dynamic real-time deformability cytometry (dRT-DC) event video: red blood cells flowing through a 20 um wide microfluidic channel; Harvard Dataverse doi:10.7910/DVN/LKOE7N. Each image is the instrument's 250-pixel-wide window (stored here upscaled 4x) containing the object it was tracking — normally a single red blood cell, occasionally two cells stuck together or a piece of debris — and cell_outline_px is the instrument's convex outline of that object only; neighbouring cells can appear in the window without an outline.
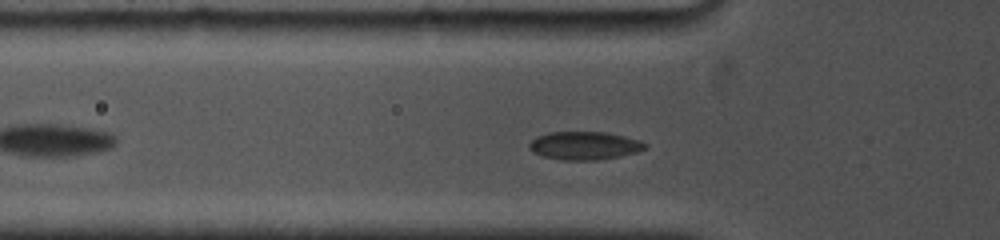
{"species": "common noctule bat (a hibernating species)", "species_latin": "Nyctalus noctula", "temperature_condition": "cold", "stored_images_in_passage": 31, "camera_frame_rate_fps": 5000, "um_per_image_px": 0.085, "animal": {"sex": "female", "body_mass_g": 19.0, "forearm_length_mm": 53.3}, "frame": {"image": 1, "passage_image": 11, "time_ms": 3.0, "image_size_px": [1000, 240], "cell_outline_px": [[648, 148], [636, 152], [620, 156], [596, 160], [564, 160], [544, 156], [532, 152], [528, 148], [528, 144], [536, 136], [548, 132], [608, 132], [640, 140], [648, 144]], "centroid_in_image_um": [49.69, 12.37], "position_along_channel_um": 76.1, "area_um2": 19.13}}
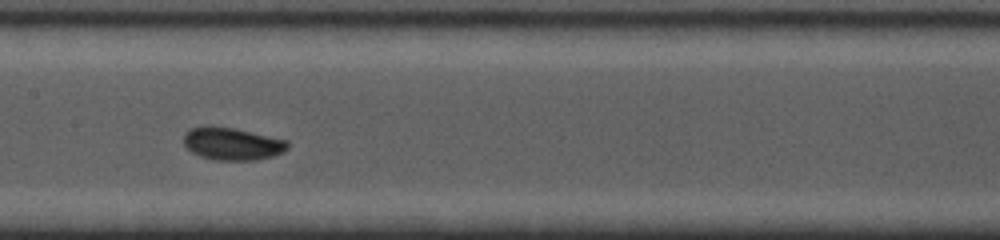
{"frame": {"image": 2, "passage_image": 22, "time_ms": 6.0, "image_size_px": [1000, 240], "cell_outline_px": [[288, 148], [284, 152], [272, 156], [256, 160], [216, 160], [200, 156], [192, 152], [184, 144], [184, 132], [188, 128], [204, 124], [212, 124], [236, 128], [288, 140]], "centroid_in_image_um": [19.7, 12.18], "position_along_channel_um": 187.7, "area_um2": 20.23}}
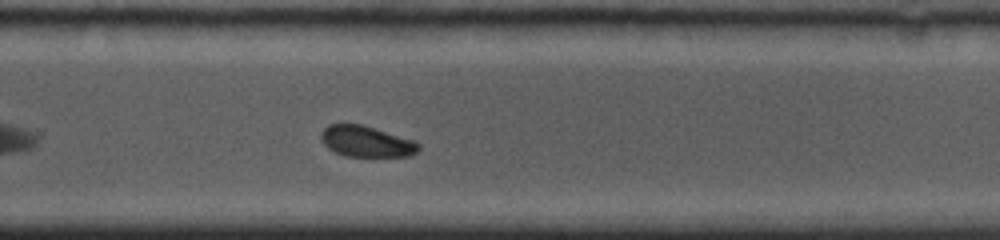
{"frame": {"image": 3, "passage_image": 31, "time_ms": 9.0, "image_size_px": [1000, 240], "cell_outline_px": [[420, 148], [416, 152], [408, 156], [344, 156], [328, 148], [320, 140], [320, 132], [328, 124], [360, 124], [416, 140], [420, 144]], "centroid_in_image_um": [31.13, 12.02], "position_along_channel_um": 298.7, "area_um2": 17.69}}